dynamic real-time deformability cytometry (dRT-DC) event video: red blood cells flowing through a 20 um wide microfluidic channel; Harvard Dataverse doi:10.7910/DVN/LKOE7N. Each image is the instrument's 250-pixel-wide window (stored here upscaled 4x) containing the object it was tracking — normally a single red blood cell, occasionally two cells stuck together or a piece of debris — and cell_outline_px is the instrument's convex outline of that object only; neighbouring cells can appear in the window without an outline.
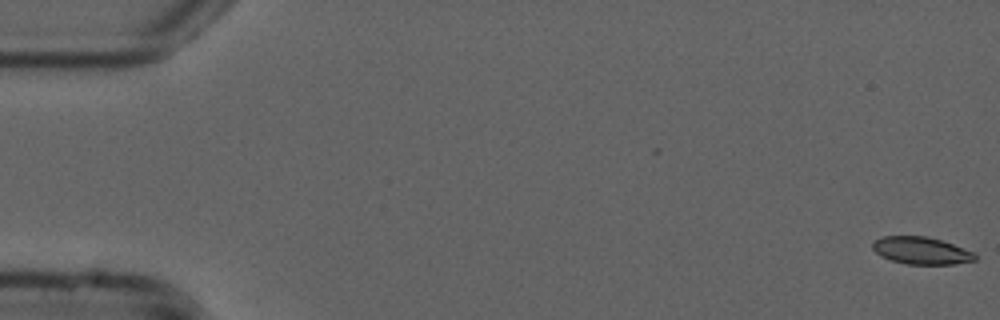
{"species": "common noctule bat (a hibernating species)", "species_latin": "Nyctalus noctula", "temperature_condition": "cold", "stored_images_in_passage": 17, "camera_frame_rate_fps": 3000, "um_per_image_px": 0.085, "animal": {"sex": "male", "forearm_length_mm": 52.5}, "frame": {"image": 1, "passage_image": 1, "time_ms": 0.0, "image_size_px": [1000, 320], "cell_outline_px": [[976, 260], [956, 264], [908, 264], [892, 260], [880, 256], [872, 248], [872, 240], [880, 236], [928, 236], [976, 252]], "centroid_in_image_um": [78.29, 21.29], "position_along_channel_um": 6.7, "area_um2": 16.42}}